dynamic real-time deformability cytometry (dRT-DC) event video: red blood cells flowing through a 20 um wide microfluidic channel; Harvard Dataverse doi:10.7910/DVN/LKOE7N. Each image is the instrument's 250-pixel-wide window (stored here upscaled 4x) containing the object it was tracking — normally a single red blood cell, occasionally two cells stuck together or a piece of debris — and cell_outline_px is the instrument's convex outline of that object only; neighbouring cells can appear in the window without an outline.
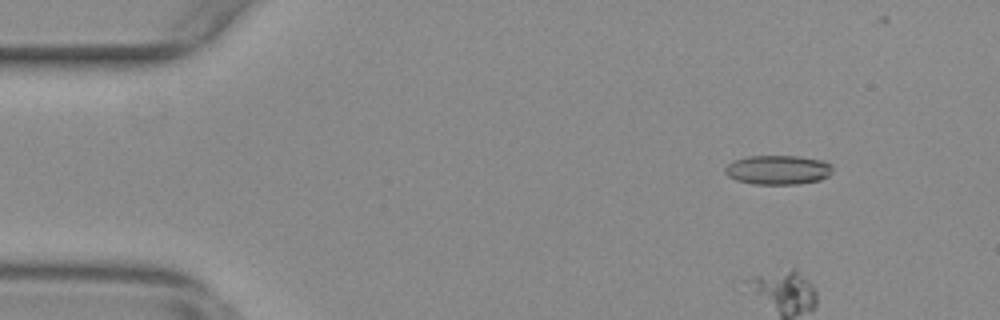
{"species": "common noctule bat (a hibernating species)", "species_latin": "Nyctalus noctula", "temperature_condition": "warm", "stored_images_in_passage": 58, "camera_frame_rate_fps": 3000, "um_per_image_px": 0.085, "animal": {"sex": "female", "body_mass_g": 29.2, "forearm_length_mm": 56.3}, "frame": {"image": 1, "passage_image": 6, "time_ms": 1.667, "image_size_px": [1000, 320], "cell_outline_px": [[832, 172], [828, 176], [820, 180], [796, 184], [752, 184], [736, 180], [728, 176], [724, 172], [724, 168], [732, 160], [748, 156], [800, 156], [824, 160], [832, 164]], "centroid_in_image_um": [66.12, 14.43], "position_along_channel_um": 18.9, "area_um2": 18.61}}
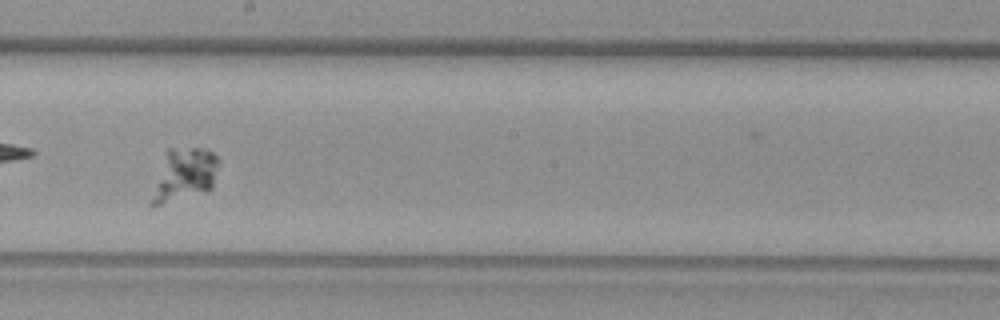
{"frame": {"image": 2, "passage_image": 32, "time_ms": 10.333, "image_size_px": [1000, 320], "cell_outline_px": [[216, 164], [212, 188], [152, 208], [148, 204], [168, 148], [204, 148], [212, 152], [216, 156]], "centroid_in_image_um": [15.6, 14.87], "position_along_channel_um": 232.6, "area_um2": 19.83}}
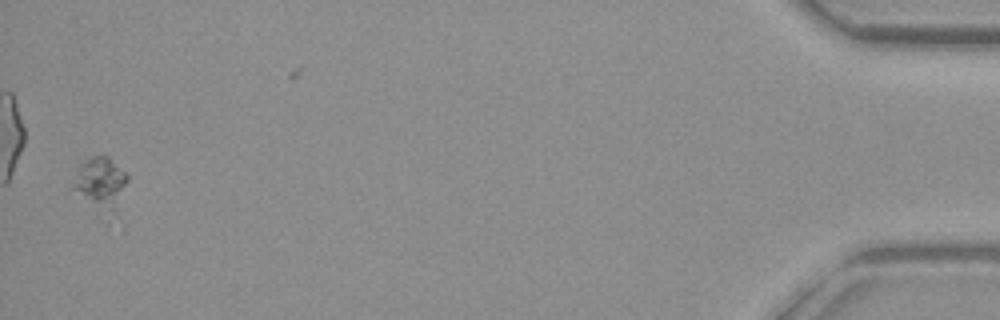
{"frame": {"image": 3, "passage_image": 56, "time_ms": 18.333, "image_size_px": [1000, 320], "cell_outline_px": [[128, 180], [124, 228], [108, 224], [100, 220], [68, 188], [80, 164], [84, 160], [92, 156], [108, 156], [128, 176]], "centroid_in_image_um": [8.68, 16.07], "position_along_channel_um": 426.5, "area_um2": 20.92}}